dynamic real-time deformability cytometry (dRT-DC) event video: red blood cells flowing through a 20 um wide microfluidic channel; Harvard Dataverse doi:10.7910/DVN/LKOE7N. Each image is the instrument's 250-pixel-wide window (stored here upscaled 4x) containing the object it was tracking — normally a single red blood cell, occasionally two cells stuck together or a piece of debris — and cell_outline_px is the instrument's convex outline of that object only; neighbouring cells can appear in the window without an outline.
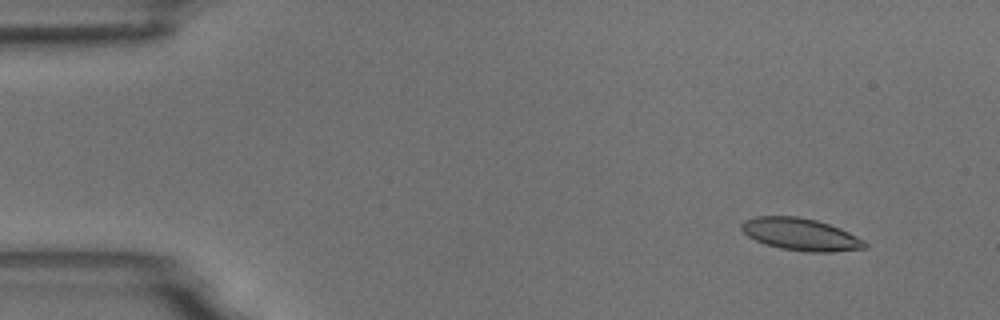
{"species": "common noctule bat (a hibernating species)", "species_latin": "Nyctalus noctula", "temperature_condition": "room temperature", "stored_images_in_passage": 5, "camera_frame_rate_fps": 3000, "um_per_image_px": 0.085, "animal": {"sex": "male", "body_mass_g": 18.8}, "frame": {"image": 1, "passage_image": 2, "time_ms": 1.333, "image_size_px": [1000, 320], "cell_outline_px": [[868, 248], [832, 252], [808, 252], [780, 248], [764, 244], [748, 236], [740, 228], [740, 224], [744, 220], [756, 216], [796, 216], [816, 220], [840, 228], [864, 240], [868, 244]], "centroid_in_image_um": [68.05, 19.92], "position_along_channel_um": 16.9, "area_um2": 23.24}}
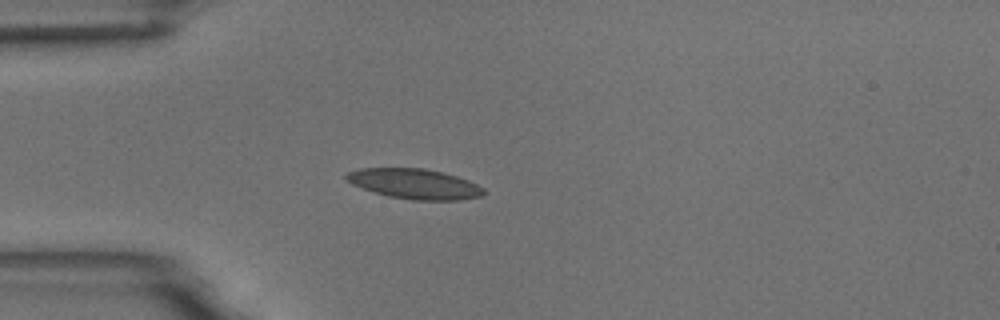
{"frame": {"image": 2, "passage_image": 5, "time_ms": 4.667, "image_size_px": [1000, 320], "cell_outline_px": [[484, 192], [480, 196], [460, 200], [412, 200], [388, 196], [352, 184], [344, 180], [344, 176], [348, 172], [360, 168], [424, 168], [456, 176], [468, 180], [484, 188]], "centroid_in_image_um": [35.21, 15.62], "position_along_channel_um": 49.8, "area_um2": 23.93}}